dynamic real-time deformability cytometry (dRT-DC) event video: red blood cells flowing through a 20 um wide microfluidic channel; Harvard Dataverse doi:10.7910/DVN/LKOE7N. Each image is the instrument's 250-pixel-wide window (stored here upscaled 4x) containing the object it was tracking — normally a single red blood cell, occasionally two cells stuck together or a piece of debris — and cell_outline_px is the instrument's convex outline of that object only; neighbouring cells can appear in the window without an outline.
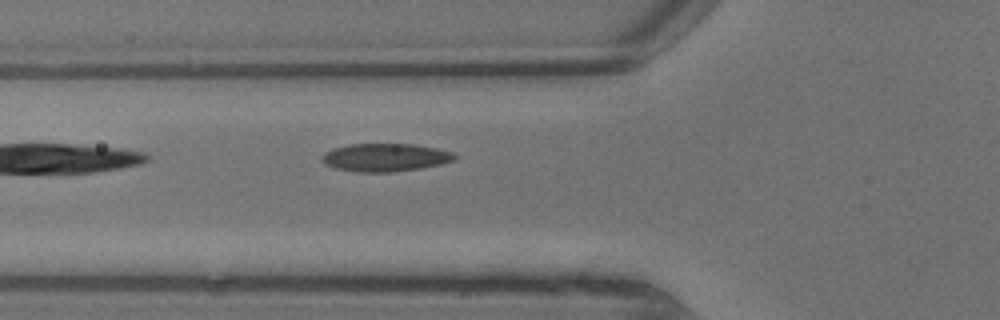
{"species": "common noctule bat (a hibernating species)", "species_latin": "Nyctalus noctula", "temperature_condition": "warm", "stored_images_in_passage": 7, "camera_frame_rate_fps": 3000, "um_per_image_px": 0.085, "animal": {"sex": "male", "body_mass_g": 13.3}, "frame": {"image": 1, "passage_image": 7, "time_ms": 2.0, "image_size_px": [1000, 320], "cell_outline_px": [[456, 160], [440, 164], [420, 168], [392, 172], [356, 172], [336, 168], [324, 164], [320, 160], [320, 156], [324, 152], [332, 148], [348, 144], [412, 144], [436, 148], [452, 152], [456, 156]], "centroid_in_image_um": [32.69, 13.38], "position_along_channel_um": 93.1, "area_um2": 21.79}}